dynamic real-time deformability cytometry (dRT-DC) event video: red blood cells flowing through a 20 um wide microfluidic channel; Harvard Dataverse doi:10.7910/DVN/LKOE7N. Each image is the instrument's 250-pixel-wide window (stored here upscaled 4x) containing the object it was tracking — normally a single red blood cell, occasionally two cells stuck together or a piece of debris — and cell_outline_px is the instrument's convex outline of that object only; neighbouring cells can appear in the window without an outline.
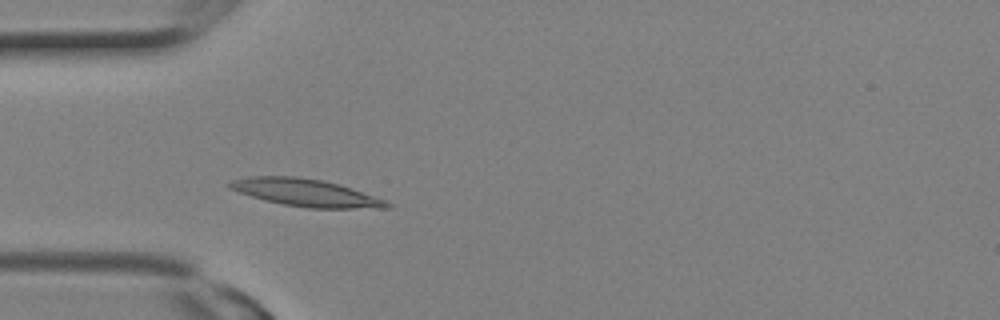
{"species": "Egyptian fruit bat (a non-hibernating species)", "species_latin": "Rousettus aegyptiacus", "temperature_condition": "room temperature", "stored_images_in_passage": 5, "camera_frame_rate_fps": 3000, "um_per_image_px": 0.085, "animal": {"sex": "female"}, "frame": {"image": 1, "passage_image": 5, "time_ms": 1.333, "image_size_px": [1000, 320], "cell_outline_px": [[392, 208], [308, 208], [284, 204], [264, 200], [228, 188], [228, 184], [232, 180], [248, 176], [296, 176], [320, 180], [340, 184], [384, 200], [392, 204]], "centroid_in_image_um": [25.98, 16.38], "position_along_channel_um": 59.0, "area_um2": 24.85}}